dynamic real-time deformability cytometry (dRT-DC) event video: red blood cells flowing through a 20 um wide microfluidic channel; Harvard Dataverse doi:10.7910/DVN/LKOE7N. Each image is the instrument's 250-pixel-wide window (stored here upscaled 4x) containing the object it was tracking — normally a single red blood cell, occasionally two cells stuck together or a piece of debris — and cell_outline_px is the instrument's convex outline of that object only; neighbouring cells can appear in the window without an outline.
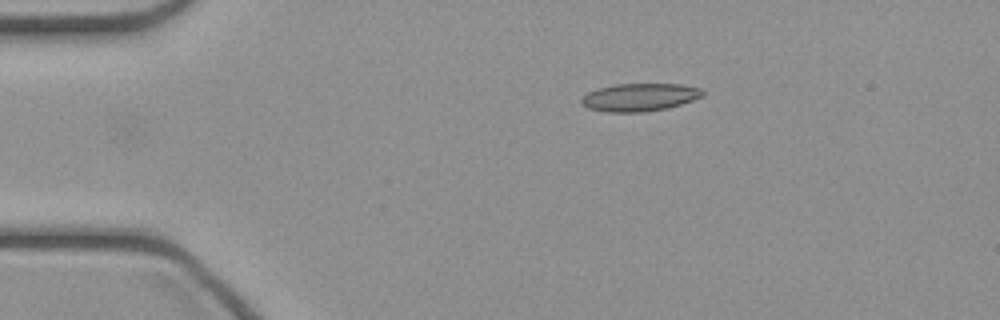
{"species": "common noctule bat (a hibernating species)", "species_latin": "Nyctalus noctula", "temperature_condition": "cold", "stored_images_in_passage": 2, "camera_frame_rate_fps": 3000, "um_per_image_px": 0.085, "animal": {"sex": "female", "body_mass_g": 21.9}, "frame": {"image": 1, "passage_image": 1, "time_ms": 0.0, "image_size_px": [1000, 320], "cell_outline_px": [[704, 96], [668, 108], [644, 112], [604, 112], [588, 108], [580, 104], [580, 100], [588, 92], [596, 88], [612, 84], [680, 84], [700, 88], [704, 92]], "centroid_in_image_um": [54.33, 8.26], "position_along_channel_um": 30.7, "area_um2": 19.83}}